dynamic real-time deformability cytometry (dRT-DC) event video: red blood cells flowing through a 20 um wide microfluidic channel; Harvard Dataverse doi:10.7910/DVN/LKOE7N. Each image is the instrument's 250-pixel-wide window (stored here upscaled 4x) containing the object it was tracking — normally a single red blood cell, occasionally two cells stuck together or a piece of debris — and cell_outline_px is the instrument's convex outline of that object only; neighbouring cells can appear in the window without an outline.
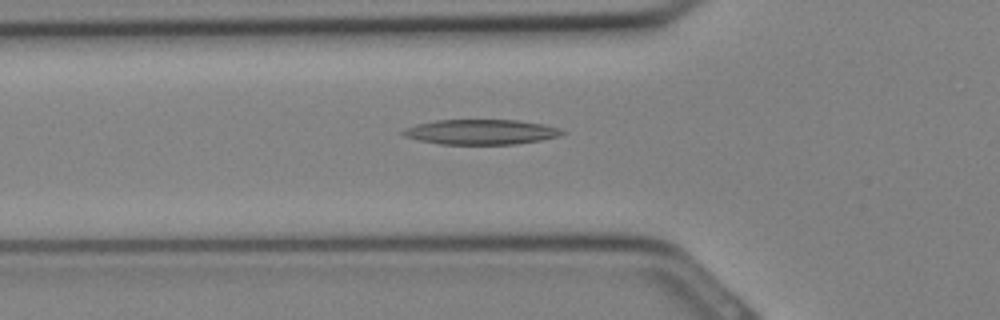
{"species": "Egyptian fruit bat (a non-hibernating species)", "species_latin": "Rousettus aegyptiacus", "temperature_condition": "cold", "stored_images_in_passage": 32, "camera_frame_rate_fps": 3000, "um_per_image_px": 0.085, "animal": {"sex": "female"}, "frame": {"image": 1, "passage_image": 11, "time_ms": 3.333, "image_size_px": [1000, 320], "cell_outline_px": [[564, 132], [560, 136], [540, 140], [516, 144], [440, 144], [420, 140], [404, 136], [400, 132], [404, 128], [416, 124], [436, 120], [516, 120], [544, 124], [560, 128]], "centroid_in_image_um": [40.87, 11.21], "position_along_channel_um": 84.9, "area_um2": 23.18}}
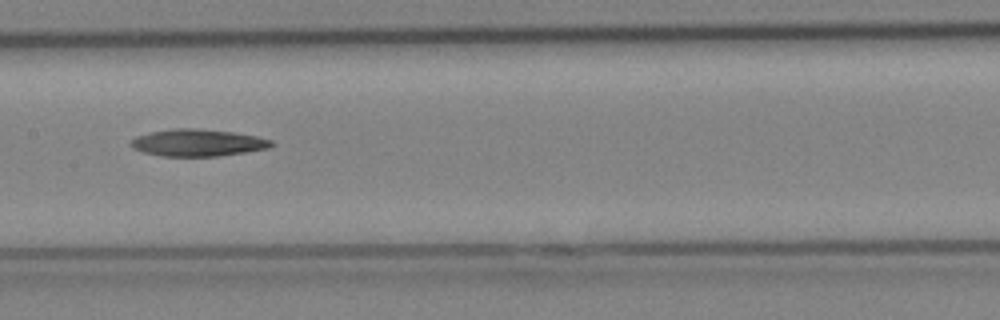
{"frame": {"image": 2, "passage_image": 16, "time_ms": 5.0, "image_size_px": [1000, 320], "cell_outline_px": [[276, 144], [268, 148], [220, 156], [164, 156], [144, 152], [132, 148], [132, 140], [136, 136], [148, 132], [172, 128], [196, 128], [232, 132], [256, 136], [272, 140]], "centroid_in_image_um": [16.82, 12.12], "position_along_channel_um": 190.6, "area_um2": 22.08}}
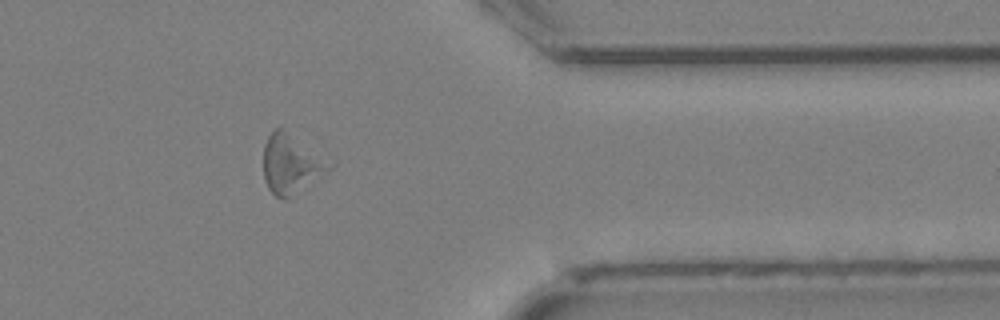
{"frame": {"image": 3, "passage_image": 26, "time_ms": 8.333, "image_size_px": [1000, 320], "cell_outline_px": [[336, 164], [332, 168], [288, 200], [284, 200], [276, 196], [268, 188], [264, 180], [264, 144], [268, 136], [276, 128], [284, 128], [336, 160]], "centroid_in_image_um": [24.84, 13.91], "position_along_channel_um": 386.6, "area_um2": 23.76}}